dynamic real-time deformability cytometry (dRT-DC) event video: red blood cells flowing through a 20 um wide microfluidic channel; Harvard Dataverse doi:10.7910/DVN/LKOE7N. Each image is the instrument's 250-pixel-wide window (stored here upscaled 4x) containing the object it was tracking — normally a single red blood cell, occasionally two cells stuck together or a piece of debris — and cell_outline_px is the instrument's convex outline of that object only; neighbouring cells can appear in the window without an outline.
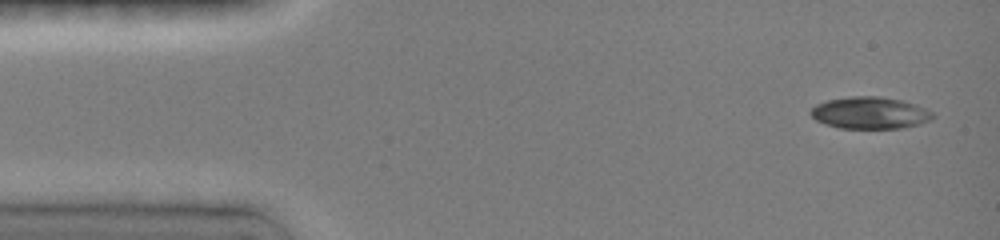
{"species": "common noctule bat (a hibernating species)", "species_latin": "Nyctalus noctula", "temperature_condition": "room temperature", "stored_images_in_passage": 5, "camera_frame_rate_fps": 3000, "um_per_image_px": 0.085, "animal": {"sex": "female", "body_mass_g": 19.0, "forearm_length_mm": 51.5}, "frame": {"image": 1, "passage_image": 1, "time_ms": 0.0, "image_size_px": [1000, 240], "cell_outline_px": [[936, 116], [920, 124], [900, 128], [840, 128], [816, 120], [808, 112], [816, 104], [828, 100], [848, 96], [880, 96], [900, 100], [916, 104], [932, 112]], "centroid_in_image_um": [73.94, 9.58], "position_along_channel_um": 11.1, "area_um2": 22.6}}
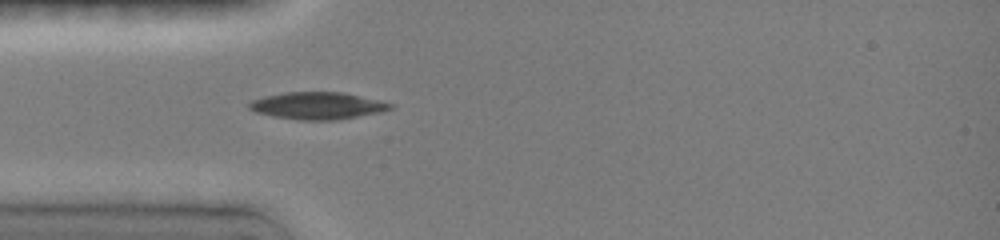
{"frame": {"image": 2, "passage_image": 5, "time_ms": 3.667, "image_size_px": [1000, 240], "cell_outline_px": [[396, 104], [392, 108], [380, 112], [336, 120], [296, 120], [272, 116], [256, 112], [248, 108], [248, 104], [252, 100], [268, 96], [288, 92], [340, 92], [380, 100]], "centroid_in_image_um": [27.01, 8.99], "position_along_channel_um": 58.0, "area_um2": 22.2}}